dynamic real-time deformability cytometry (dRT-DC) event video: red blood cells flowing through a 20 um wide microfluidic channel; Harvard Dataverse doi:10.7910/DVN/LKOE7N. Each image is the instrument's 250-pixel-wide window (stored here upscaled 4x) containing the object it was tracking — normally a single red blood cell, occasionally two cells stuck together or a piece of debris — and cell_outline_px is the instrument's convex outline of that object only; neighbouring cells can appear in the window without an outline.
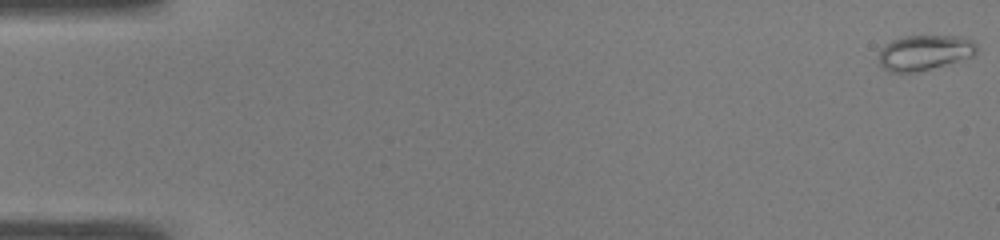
{"species": "common noctule bat (a hibernating species)", "species_latin": "Nyctalus noctula", "temperature_condition": "warm", "stored_images_in_passage": 53, "camera_frame_rate_fps": 3000, "um_per_image_px": 0.085, "animal": {"sex": "male", "body_mass_g": 19.0, "forearm_length_mm": 50.8}, "frame": {"image": 1, "passage_image": 1, "time_ms": 0.0, "image_size_px": [1000, 240], "cell_outline_px": [[976, 52], [972, 56], [916, 72], [888, 72], [880, 64], [880, 52], [884, 44], [892, 40], [904, 36], [960, 36], [972, 40], [976, 44]], "centroid_in_image_um": [78.56, 4.45], "position_along_channel_um": 6.4, "area_um2": 19.77}}
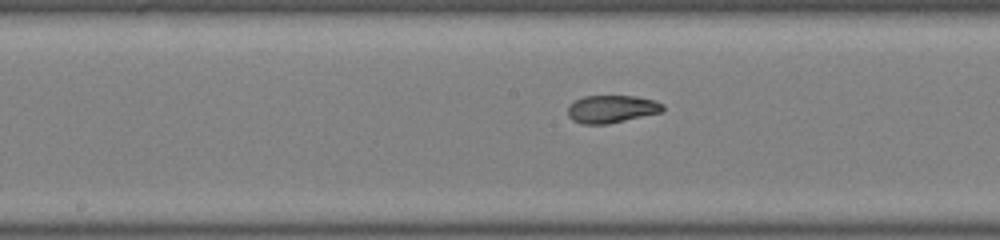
{"frame": {"image": 2, "passage_image": 28, "time_ms": 9.0, "image_size_px": [1000, 240], "cell_outline_px": [[664, 108], [660, 112], [608, 124], [580, 124], [572, 120], [568, 116], [568, 104], [584, 96], [636, 96], [652, 100], [664, 104]], "centroid_in_image_um": [51.94, 9.27], "position_along_channel_um": 196.3, "area_um2": 15.26}}
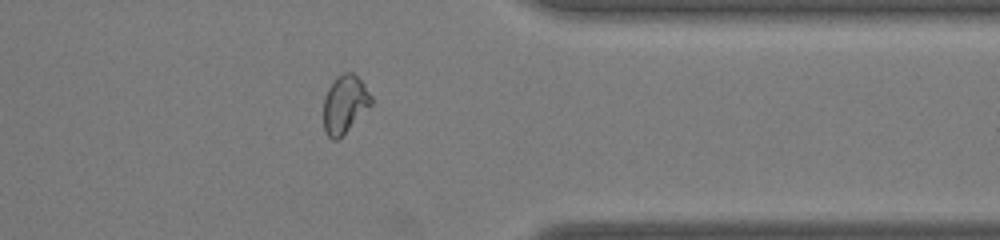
{"frame": {"image": 3, "passage_image": 43, "time_ms": 14.0, "image_size_px": [1000, 240], "cell_outline_px": [[372, 104], [336, 140], [332, 140], [328, 136], [324, 128], [324, 96], [328, 88], [336, 76], [344, 72], [352, 72], [364, 84], [372, 96]], "centroid_in_image_um": [29.29, 8.81], "position_along_channel_um": 382.1, "area_um2": 15.78}, "authors_computed_cell_mechanics": {"area_um2": 17.34, "velocity_mm_per_s": 3.8777, "shape_relaxation_time_tau1_ms": null, "shape_relaxation_time_tau2_ms": 1.2262, "deformation_change_tau1": null, "deformation_change_tau2": 0.0538}}